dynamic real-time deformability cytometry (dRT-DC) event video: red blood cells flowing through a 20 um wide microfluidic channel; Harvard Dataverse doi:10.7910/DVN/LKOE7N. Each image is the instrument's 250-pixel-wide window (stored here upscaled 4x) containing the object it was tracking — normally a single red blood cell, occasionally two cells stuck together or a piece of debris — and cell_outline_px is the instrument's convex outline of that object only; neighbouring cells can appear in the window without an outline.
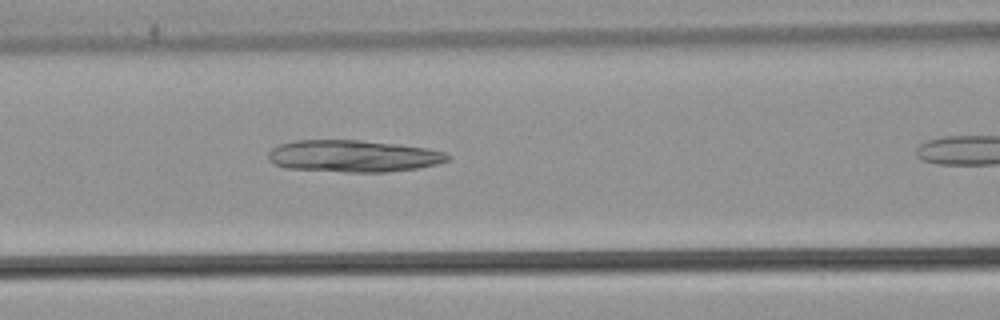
{"species": "common noctule bat (a hibernating species)", "species_latin": "Nyctalus noctula", "temperature_condition": "warm", "stored_images_in_passage": 11, "camera_frame_rate_fps": 3000, "um_per_image_px": 0.085, "animal": {"sex": "male", "body_mass_g": 21.5, "forearm_length_mm": 52.0}, "frame": {"image": 1, "passage_image": 10, "time_ms": 3.0, "image_size_px": [1000, 320], "cell_outline_px": [[452, 156], [448, 160], [436, 164], [416, 168], [388, 172], [344, 172], [284, 168], [272, 164], [268, 160], [268, 152], [272, 148], [280, 144], [296, 140], [360, 140], [400, 144], [428, 148], [444, 152]], "centroid_in_image_um": [30.0, 13.27], "position_along_channel_um": 136.6, "area_um2": 33.7}}